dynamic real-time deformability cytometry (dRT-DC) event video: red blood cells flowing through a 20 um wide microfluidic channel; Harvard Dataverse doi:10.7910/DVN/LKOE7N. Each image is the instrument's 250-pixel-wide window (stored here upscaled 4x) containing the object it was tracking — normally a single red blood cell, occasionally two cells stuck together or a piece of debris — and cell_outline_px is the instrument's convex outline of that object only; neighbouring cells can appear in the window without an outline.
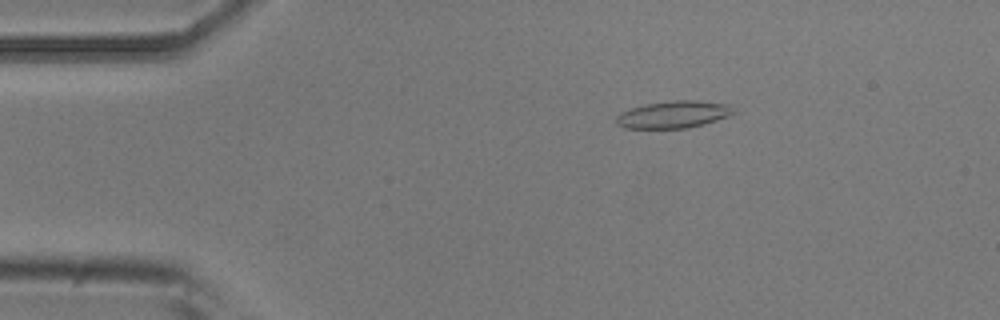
{"species": "common noctule bat (a hibernating species)", "species_latin": "Nyctalus noctula", "temperature_condition": "room temperature", "stored_images_in_passage": 44, "camera_frame_rate_fps": 3000, "um_per_image_px": 0.085, "animal": {"sex": "male", "body_mass_g": 20.5, "forearm_length_mm": 52.5}, "frame": {"image": 1, "passage_image": 5, "time_ms": 1.333, "image_size_px": [1000, 320], "cell_outline_px": [[736, 112], [728, 116], [704, 124], [688, 128], [624, 128], [616, 124], [616, 116], [620, 112], [644, 104], [672, 100], [696, 100], [732, 104]], "centroid_in_image_um": [57.27, 9.72], "position_along_channel_um": 27.7, "area_um2": 18.79}}
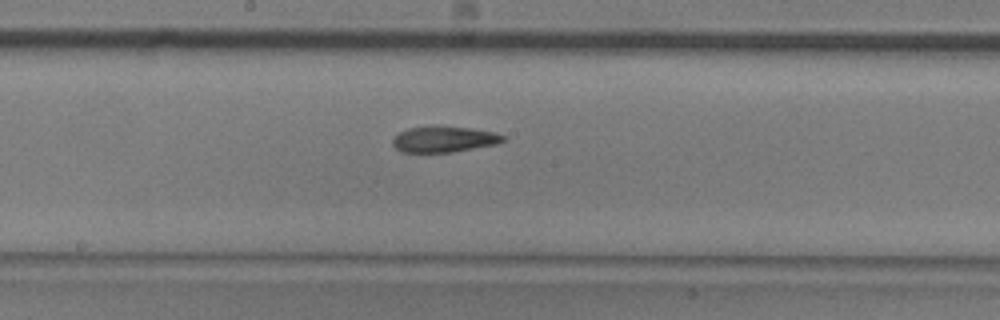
{"frame": {"image": 2, "passage_image": 23, "time_ms": 7.333, "image_size_px": [1000, 320], "cell_outline_px": [[504, 140], [496, 144], [452, 152], [400, 152], [392, 144], [392, 140], [400, 132], [408, 128], [432, 124], [436, 124], [472, 128], [492, 132], [504, 136]], "centroid_in_image_um": [37.69, 11.81], "position_along_channel_um": 210.5, "area_um2": 16.94}}
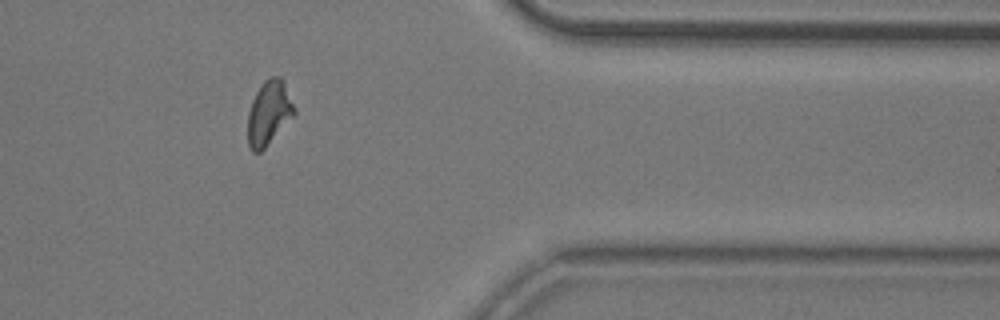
{"frame": {"image": 3, "passage_image": 38, "time_ms": 12.333, "image_size_px": [1000, 320], "cell_outline_px": [[296, 112], [264, 148], [260, 152], [252, 152], [248, 144], [248, 112], [252, 100], [256, 92], [264, 80], [268, 76], [280, 76], [296, 108]], "centroid_in_image_um": [22.84, 9.57], "position_along_channel_um": 388.6, "area_um2": 17.17}, "authors_computed_cell_mechanics": {"area_um2": 17.2244, "velocity_mm_per_s": 3.9458, "shape_relaxation_time_tau1_ms": 6.8293, "shape_relaxation_time_tau2_ms": 4.4372, "deformation_change_tau1": 0.1946, "deformation_change_tau2": 0.1124}}